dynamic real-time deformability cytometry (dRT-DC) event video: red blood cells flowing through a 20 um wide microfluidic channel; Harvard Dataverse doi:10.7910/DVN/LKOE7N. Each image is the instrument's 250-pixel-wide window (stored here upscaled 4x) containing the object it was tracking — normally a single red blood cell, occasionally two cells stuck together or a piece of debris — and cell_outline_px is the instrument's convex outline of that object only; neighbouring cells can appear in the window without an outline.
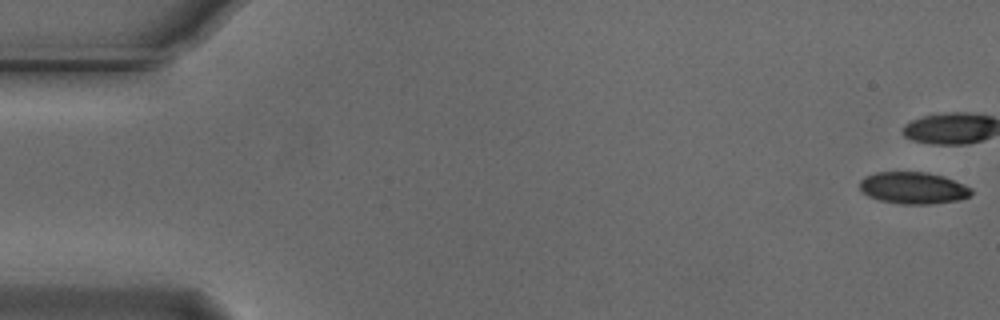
{"species": "Egyptian fruit bat (a non-hibernating species)", "species_latin": "Rousettus aegyptiacus", "temperature_condition": "cold", "stored_images_in_passage": 42, "camera_frame_rate_fps": 3000, "um_per_image_px": 0.085, "animal": {"sex": "male"}, "frame": {"image": 1, "passage_image": 1, "time_ms": 0.0, "image_size_px": [1000, 320], "cell_outline_px": [[972, 192], [968, 196], [960, 200], [928, 204], [904, 204], [880, 200], [868, 196], [860, 192], [860, 180], [864, 176], [876, 172], [928, 172], [944, 176], [964, 184], [972, 188]], "centroid_in_image_um": [77.61, 15.97], "position_along_channel_um": 7.4, "area_um2": 20.81}}